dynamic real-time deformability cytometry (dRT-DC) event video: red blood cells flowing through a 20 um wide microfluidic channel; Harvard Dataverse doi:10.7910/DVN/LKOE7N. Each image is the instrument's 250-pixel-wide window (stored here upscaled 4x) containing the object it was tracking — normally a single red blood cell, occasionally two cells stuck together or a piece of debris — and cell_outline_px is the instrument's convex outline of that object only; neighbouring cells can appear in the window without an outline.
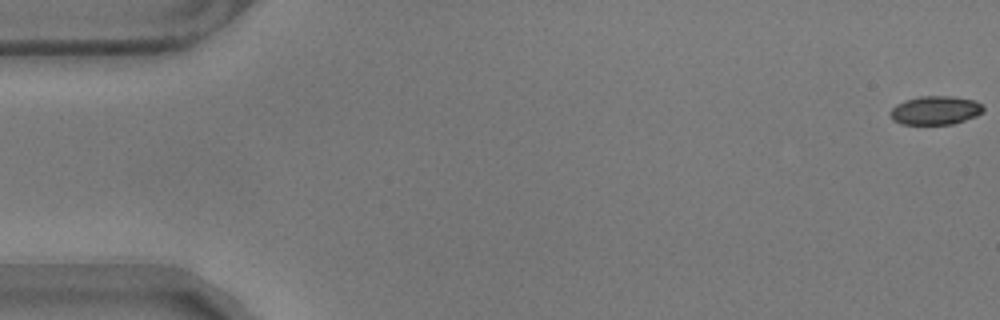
{"species": "common noctule bat (a hibernating species)", "species_latin": "Nyctalus noctula", "temperature_condition": "warm", "stored_images_in_passage": 58, "camera_frame_rate_fps": 3000, "um_per_image_px": 0.085, "animal": {"sex": "male", "body_mass_g": 17.9}, "frame": {"image": 1, "passage_image": 1, "time_ms": 0.0, "image_size_px": [1000, 320], "cell_outline_px": [[984, 112], [976, 116], [952, 124], [900, 124], [892, 120], [888, 112], [896, 104], [904, 100], [920, 96], [952, 96], [976, 100], [984, 108]], "centroid_in_image_um": [79.48, 9.37], "position_along_channel_um": 5.5, "area_um2": 15.72}}
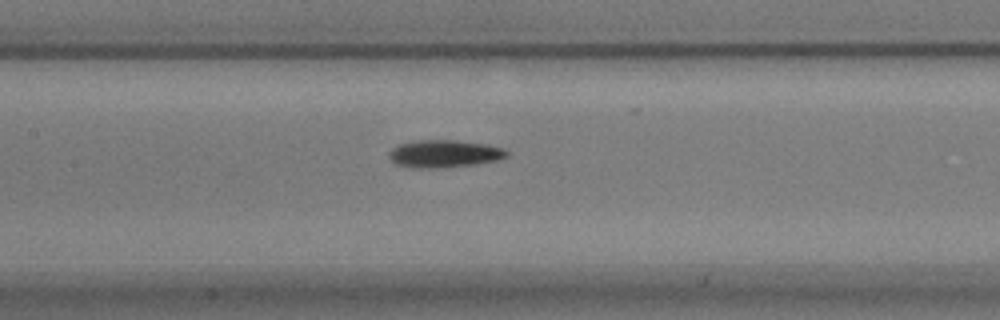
{"frame": {"image": 2, "passage_image": 27, "time_ms": 8.667, "image_size_px": [1000, 320], "cell_outline_px": [[508, 156], [496, 160], [476, 164], [432, 168], [416, 168], [396, 164], [388, 156], [388, 152], [392, 148], [400, 144], [416, 140], [456, 140], [488, 144], [504, 148], [508, 152]], "centroid_in_image_um": [37.77, 13.05], "position_along_channel_um": 169.6, "area_um2": 18.84}}
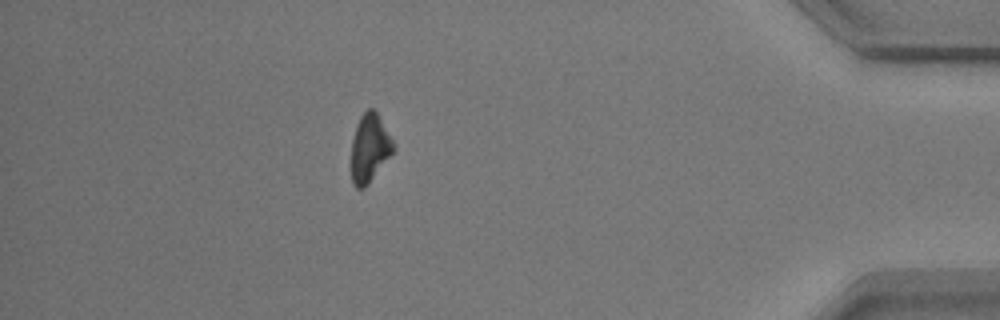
{"frame": {"image": 3, "passage_image": 51, "time_ms": 16.667, "image_size_px": [1000, 320], "cell_outline_px": [[396, 148], [368, 184], [364, 188], [356, 188], [352, 184], [352, 140], [356, 124], [360, 116], [368, 108], [372, 108], [376, 112], [396, 144]], "centroid_in_image_um": [31.43, 12.58], "position_along_channel_um": 403.8, "area_um2": 16.65}, "authors_computed_cell_mechanics": {"area_um2": 17.1088, "velocity_mm_per_s": 3.5292, "shape_relaxation_time_tau1_ms": 3.1786, "shape_relaxation_time_tau2_ms": null, "deformation_change_tau1": 0.1166, "deformation_change_tau2": null}}